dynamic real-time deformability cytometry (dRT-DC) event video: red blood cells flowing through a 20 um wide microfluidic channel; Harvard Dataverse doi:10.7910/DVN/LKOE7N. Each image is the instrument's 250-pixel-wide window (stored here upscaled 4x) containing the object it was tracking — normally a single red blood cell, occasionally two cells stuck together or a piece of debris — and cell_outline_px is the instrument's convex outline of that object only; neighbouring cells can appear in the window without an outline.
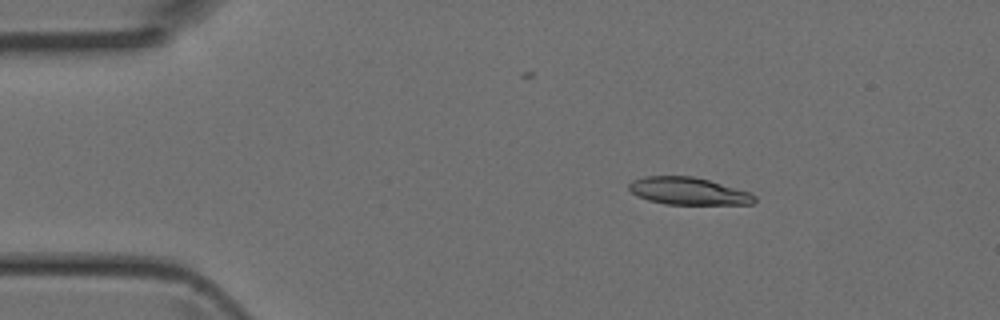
{"species": "Egyptian fruit bat (a non-hibernating species)", "species_latin": "Rousettus aegyptiacus", "temperature_condition": "room temperature", "stored_images_in_passage": 5, "camera_frame_rate_fps": 3000, "um_per_image_px": 0.085, "animal": {"sex": "female"}, "frame": {"image": 1, "passage_image": 2, "time_ms": 0.333, "image_size_px": [1000, 320], "cell_outline_px": [[756, 200], [752, 204], [664, 204], [648, 200], [636, 196], [628, 188], [628, 184], [632, 180], [644, 176], [692, 176], [708, 180], [752, 192], [756, 196]], "centroid_in_image_um": [58.5, 16.24], "position_along_channel_um": 26.5, "area_um2": 20.11}}
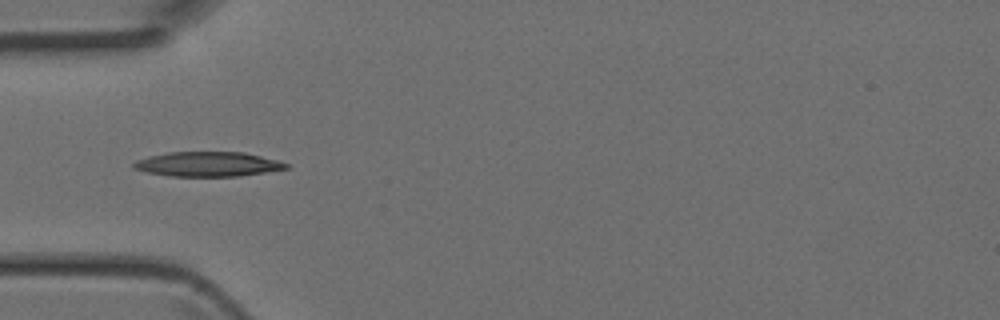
{"frame": {"image": 2, "passage_image": 4, "time_ms": 1.0, "image_size_px": [1000, 320], "cell_outline_px": [[288, 168], [240, 176], [172, 176], [148, 172], [132, 168], [132, 164], [136, 160], [148, 156], [168, 152], [244, 152], [280, 160], [288, 164]], "centroid_in_image_um": [17.67, 13.94], "position_along_channel_um": 67.3, "area_um2": 21.91}}
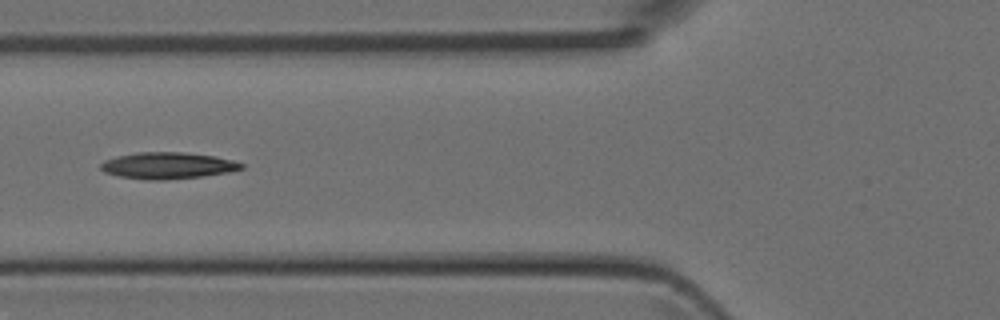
{"frame": {"image": 3, "passage_image": 5, "time_ms": 1.333, "image_size_px": [1000, 320], "cell_outline_px": [[244, 168], [228, 172], [200, 176], [164, 180], [148, 180], [120, 176], [104, 172], [100, 168], [100, 164], [104, 160], [136, 152], [184, 152], [216, 156], [232, 160], [244, 164]], "centroid_in_image_um": [14.26, 14.07], "position_along_channel_um": 111.5, "area_um2": 21.62}}